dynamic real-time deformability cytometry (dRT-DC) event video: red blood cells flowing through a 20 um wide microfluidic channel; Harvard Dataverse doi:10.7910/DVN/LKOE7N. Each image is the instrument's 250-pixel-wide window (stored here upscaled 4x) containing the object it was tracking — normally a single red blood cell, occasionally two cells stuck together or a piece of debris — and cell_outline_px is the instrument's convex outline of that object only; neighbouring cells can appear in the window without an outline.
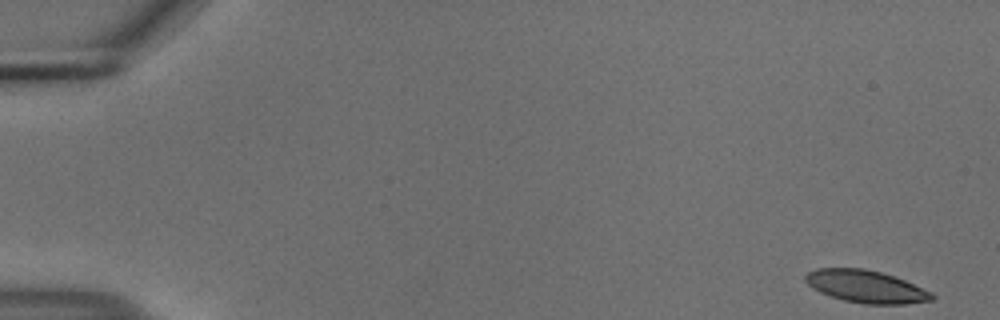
{"species": "common noctule bat (a hibernating species)", "species_latin": "Nyctalus noctula", "temperature_condition": "cold", "stored_images_in_passage": 54, "camera_frame_rate_fps": 3000, "um_per_image_px": 0.085, "animal": {"sex": "male", "body_mass_g": 18.8}, "frame": {"image": 1, "passage_image": 1, "time_ms": 0.0, "image_size_px": [1000, 320], "cell_outline_px": [[936, 296], [932, 300], [904, 304], [864, 304], [844, 300], [820, 292], [812, 288], [804, 280], [804, 276], [808, 272], [816, 268], [864, 268], [880, 272], [904, 280], [932, 292]], "centroid_in_image_um": [73.59, 24.35], "position_along_channel_um": 11.4, "area_um2": 23.81}}
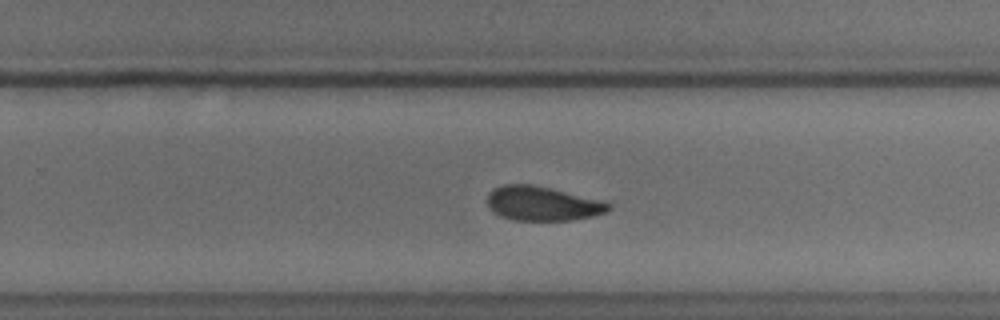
{"frame": {"image": 2, "passage_image": 35, "time_ms": 11.333, "image_size_px": [1000, 320], "cell_outline_px": [[612, 204], [604, 212], [592, 216], [568, 220], [512, 220], [500, 216], [488, 204], [488, 196], [496, 188], [504, 184], [532, 184], [608, 200]], "centroid_in_image_um": [46.18, 17.29], "position_along_channel_um": 283.6, "area_um2": 24.16}}
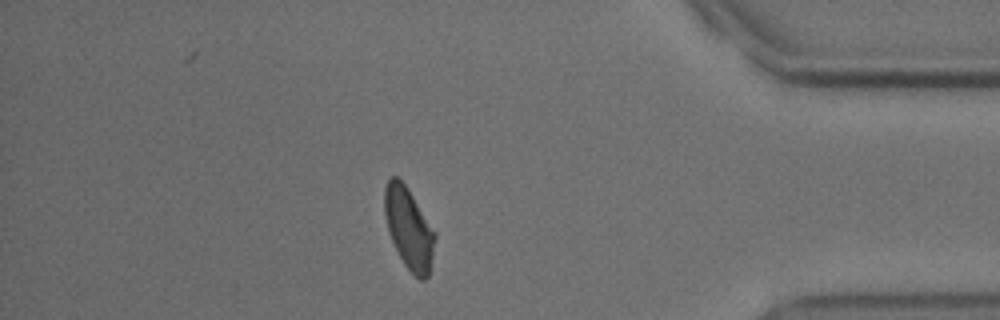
{"frame": {"image": 3, "passage_image": 47, "time_ms": 15.333, "image_size_px": [1000, 320], "cell_outline_px": [[436, 236], [428, 276], [424, 280], [420, 280], [404, 264], [388, 232], [384, 212], [384, 188], [388, 180], [392, 176], [396, 176], [404, 184], [436, 232]], "centroid_in_image_um": [34.74, 19.4], "position_along_channel_um": 400.5, "area_um2": 23.41}, "authors_computed_cell_mechanics": {"area_um2": 24.3916, "velocity_mm_per_s": 3.6825, "shape_relaxation_time_tau1_ms": 2.7143, "shape_relaxation_time_tau2_ms": 3.0186, "deformation_change_tau1": 0.1096, "deformation_change_tau2": 0.0839}}